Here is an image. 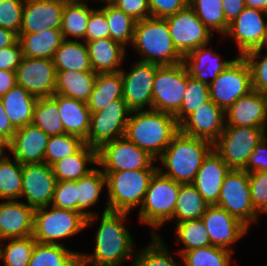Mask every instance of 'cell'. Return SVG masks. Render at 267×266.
Segmentation results:
<instances>
[{
	"label": "cell",
	"instance_id": "39",
	"mask_svg": "<svg viewBox=\"0 0 267 266\" xmlns=\"http://www.w3.org/2000/svg\"><path fill=\"white\" fill-rule=\"evenodd\" d=\"M7 154H0V200H19L23 186L22 164Z\"/></svg>",
	"mask_w": 267,
	"mask_h": 266
},
{
	"label": "cell",
	"instance_id": "17",
	"mask_svg": "<svg viewBox=\"0 0 267 266\" xmlns=\"http://www.w3.org/2000/svg\"><path fill=\"white\" fill-rule=\"evenodd\" d=\"M16 84L22 86L36 98L55 94L56 68L51 59H37L24 56L15 70Z\"/></svg>",
	"mask_w": 267,
	"mask_h": 266
},
{
	"label": "cell",
	"instance_id": "59",
	"mask_svg": "<svg viewBox=\"0 0 267 266\" xmlns=\"http://www.w3.org/2000/svg\"><path fill=\"white\" fill-rule=\"evenodd\" d=\"M226 21L230 24L246 8L244 0H222Z\"/></svg>",
	"mask_w": 267,
	"mask_h": 266
},
{
	"label": "cell",
	"instance_id": "38",
	"mask_svg": "<svg viewBox=\"0 0 267 266\" xmlns=\"http://www.w3.org/2000/svg\"><path fill=\"white\" fill-rule=\"evenodd\" d=\"M103 3L99 7L104 13L109 24L110 38L121 43L124 47L131 46L136 20L121 9L114 6L109 0L98 1Z\"/></svg>",
	"mask_w": 267,
	"mask_h": 266
},
{
	"label": "cell",
	"instance_id": "66",
	"mask_svg": "<svg viewBox=\"0 0 267 266\" xmlns=\"http://www.w3.org/2000/svg\"><path fill=\"white\" fill-rule=\"evenodd\" d=\"M63 3H74V2H79V1H83V0H57Z\"/></svg>",
	"mask_w": 267,
	"mask_h": 266
},
{
	"label": "cell",
	"instance_id": "7",
	"mask_svg": "<svg viewBox=\"0 0 267 266\" xmlns=\"http://www.w3.org/2000/svg\"><path fill=\"white\" fill-rule=\"evenodd\" d=\"M86 217L81 212L52 205L34 211L33 238L38 243L64 245V239L86 229Z\"/></svg>",
	"mask_w": 267,
	"mask_h": 266
},
{
	"label": "cell",
	"instance_id": "24",
	"mask_svg": "<svg viewBox=\"0 0 267 266\" xmlns=\"http://www.w3.org/2000/svg\"><path fill=\"white\" fill-rule=\"evenodd\" d=\"M225 126H255L267 130L265 94L252 90L225 111Z\"/></svg>",
	"mask_w": 267,
	"mask_h": 266
},
{
	"label": "cell",
	"instance_id": "14",
	"mask_svg": "<svg viewBox=\"0 0 267 266\" xmlns=\"http://www.w3.org/2000/svg\"><path fill=\"white\" fill-rule=\"evenodd\" d=\"M176 49L183 55L200 46L212 43L213 34L188 5L174 15L165 18Z\"/></svg>",
	"mask_w": 267,
	"mask_h": 266
},
{
	"label": "cell",
	"instance_id": "61",
	"mask_svg": "<svg viewBox=\"0 0 267 266\" xmlns=\"http://www.w3.org/2000/svg\"><path fill=\"white\" fill-rule=\"evenodd\" d=\"M18 40V35L6 28L0 27V49L13 45Z\"/></svg>",
	"mask_w": 267,
	"mask_h": 266
},
{
	"label": "cell",
	"instance_id": "1",
	"mask_svg": "<svg viewBox=\"0 0 267 266\" xmlns=\"http://www.w3.org/2000/svg\"><path fill=\"white\" fill-rule=\"evenodd\" d=\"M129 215L130 213L108 211L87 217L86 229L98 221L99 225L94 236V252L81 251L80 255L96 265L122 266L129 260L133 261L131 265H134L136 244L129 228L125 225Z\"/></svg>",
	"mask_w": 267,
	"mask_h": 266
},
{
	"label": "cell",
	"instance_id": "57",
	"mask_svg": "<svg viewBox=\"0 0 267 266\" xmlns=\"http://www.w3.org/2000/svg\"><path fill=\"white\" fill-rule=\"evenodd\" d=\"M247 173L267 171V135L258 143L249 155L246 166L242 169Z\"/></svg>",
	"mask_w": 267,
	"mask_h": 266
},
{
	"label": "cell",
	"instance_id": "42",
	"mask_svg": "<svg viewBox=\"0 0 267 266\" xmlns=\"http://www.w3.org/2000/svg\"><path fill=\"white\" fill-rule=\"evenodd\" d=\"M175 236L177 242L182 243V248L175 251L176 255H180L186 251L201 248L205 246H211V241L208 235V231L204 225V222L199 220H186L179 223H175Z\"/></svg>",
	"mask_w": 267,
	"mask_h": 266
},
{
	"label": "cell",
	"instance_id": "31",
	"mask_svg": "<svg viewBox=\"0 0 267 266\" xmlns=\"http://www.w3.org/2000/svg\"><path fill=\"white\" fill-rule=\"evenodd\" d=\"M105 187L106 176L97 167L88 175L76 180V212H81L86 218L99 214L91 208L99 203L102 190H107Z\"/></svg>",
	"mask_w": 267,
	"mask_h": 266
},
{
	"label": "cell",
	"instance_id": "64",
	"mask_svg": "<svg viewBox=\"0 0 267 266\" xmlns=\"http://www.w3.org/2000/svg\"><path fill=\"white\" fill-rule=\"evenodd\" d=\"M264 48L266 49V53H267V23H266V27H265V31H264V36H263V39H262V43L258 47V50L260 52H265V49Z\"/></svg>",
	"mask_w": 267,
	"mask_h": 266
},
{
	"label": "cell",
	"instance_id": "62",
	"mask_svg": "<svg viewBox=\"0 0 267 266\" xmlns=\"http://www.w3.org/2000/svg\"><path fill=\"white\" fill-rule=\"evenodd\" d=\"M245 6L267 12V0H244Z\"/></svg>",
	"mask_w": 267,
	"mask_h": 266
},
{
	"label": "cell",
	"instance_id": "41",
	"mask_svg": "<svg viewBox=\"0 0 267 266\" xmlns=\"http://www.w3.org/2000/svg\"><path fill=\"white\" fill-rule=\"evenodd\" d=\"M141 250V251H140ZM133 266H183L171 253L161 235H151L146 246L136 250Z\"/></svg>",
	"mask_w": 267,
	"mask_h": 266
},
{
	"label": "cell",
	"instance_id": "30",
	"mask_svg": "<svg viewBox=\"0 0 267 266\" xmlns=\"http://www.w3.org/2000/svg\"><path fill=\"white\" fill-rule=\"evenodd\" d=\"M18 40L23 56L53 60L64 37L60 28H53L36 33H19Z\"/></svg>",
	"mask_w": 267,
	"mask_h": 266
},
{
	"label": "cell",
	"instance_id": "55",
	"mask_svg": "<svg viewBox=\"0 0 267 266\" xmlns=\"http://www.w3.org/2000/svg\"><path fill=\"white\" fill-rule=\"evenodd\" d=\"M136 21L151 17L148 0H109Z\"/></svg>",
	"mask_w": 267,
	"mask_h": 266
},
{
	"label": "cell",
	"instance_id": "20",
	"mask_svg": "<svg viewBox=\"0 0 267 266\" xmlns=\"http://www.w3.org/2000/svg\"><path fill=\"white\" fill-rule=\"evenodd\" d=\"M225 127V111L211 99L191 113L180 125L186 135L214 143Z\"/></svg>",
	"mask_w": 267,
	"mask_h": 266
},
{
	"label": "cell",
	"instance_id": "51",
	"mask_svg": "<svg viewBox=\"0 0 267 266\" xmlns=\"http://www.w3.org/2000/svg\"><path fill=\"white\" fill-rule=\"evenodd\" d=\"M253 207L261 215H267V171L248 173Z\"/></svg>",
	"mask_w": 267,
	"mask_h": 266
},
{
	"label": "cell",
	"instance_id": "48",
	"mask_svg": "<svg viewBox=\"0 0 267 266\" xmlns=\"http://www.w3.org/2000/svg\"><path fill=\"white\" fill-rule=\"evenodd\" d=\"M85 141L67 133L50 136L44 153V162L52 166L57 161L75 154Z\"/></svg>",
	"mask_w": 267,
	"mask_h": 266
},
{
	"label": "cell",
	"instance_id": "50",
	"mask_svg": "<svg viewBox=\"0 0 267 266\" xmlns=\"http://www.w3.org/2000/svg\"><path fill=\"white\" fill-rule=\"evenodd\" d=\"M25 0H0V27L9 29L17 35L23 19Z\"/></svg>",
	"mask_w": 267,
	"mask_h": 266
},
{
	"label": "cell",
	"instance_id": "18",
	"mask_svg": "<svg viewBox=\"0 0 267 266\" xmlns=\"http://www.w3.org/2000/svg\"><path fill=\"white\" fill-rule=\"evenodd\" d=\"M201 220L208 231L211 245L232 252V246L250 232L245 224L217 205H209Z\"/></svg>",
	"mask_w": 267,
	"mask_h": 266
},
{
	"label": "cell",
	"instance_id": "4",
	"mask_svg": "<svg viewBox=\"0 0 267 266\" xmlns=\"http://www.w3.org/2000/svg\"><path fill=\"white\" fill-rule=\"evenodd\" d=\"M141 62L160 66L183 62L184 56L176 49L165 18L149 17L138 20L131 44Z\"/></svg>",
	"mask_w": 267,
	"mask_h": 266
},
{
	"label": "cell",
	"instance_id": "46",
	"mask_svg": "<svg viewBox=\"0 0 267 266\" xmlns=\"http://www.w3.org/2000/svg\"><path fill=\"white\" fill-rule=\"evenodd\" d=\"M36 242L32 235L1 241L0 261L4 266H28Z\"/></svg>",
	"mask_w": 267,
	"mask_h": 266
},
{
	"label": "cell",
	"instance_id": "43",
	"mask_svg": "<svg viewBox=\"0 0 267 266\" xmlns=\"http://www.w3.org/2000/svg\"><path fill=\"white\" fill-rule=\"evenodd\" d=\"M189 6L213 34L216 32L223 37L227 33L229 23L225 19L222 0H189Z\"/></svg>",
	"mask_w": 267,
	"mask_h": 266
},
{
	"label": "cell",
	"instance_id": "37",
	"mask_svg": "<svg viewBox=\"0 0 267 266\" xmlns=\"http://www.w3.org/2000/svg\"><path fill=\"white\" fill-rule=\"evenodd\" d=\"M208 203L192 184L180 186L176 207L171 221L199 220L205 214Z\"/></svg>",
	"mask_w": 267,
	"mask_h": 266
},
{
	"label": "cell",
	"instance_id": "11",
	"mask_svg": "<svg viewBox=\"0 0 267 266\" xmlns=\"http://www.w3.org/2000/svg\"><path fill=\"white\" fill-rule=\"evenodd\" d=\"M186 85L184 62L159 66L152 87V109L174 115L181 107Z\"/></svg>",
	"mask_w": 267,
	"mask_h": 266
},
{
	"label": "cell",
	"instance_id": "16",
	"mask_svg": "<svg viewBox=\"0 0 267 266\" xmlns=\"http://www.w3.org/2000/svg\"><path fill=\"white\" fill-rule=\"evenodd\" d=\"M22 179L20 199L26 205L34 209L51 205L57 183L52 166L45 162L24 164Z\"/></svg>",
	"mask_w": 267,
	"mask_h": 266
},
{
	"label": "cell",
	"instance_id": "67",
	"mask_svg": "<svg viewBox=\"0 0 267 266\" xmlns=\"http://www.w3.org/2000/svg\"><path fill=\"white\" fill-rule=\"evenodd\" d=\"M265 97H266V106H267V92L265 93Z\"/></svg>",
	"mask_w": 267,
	"mask_h": 266
},
{
	"label": "cell",
	"instance_id": "19",
	"mask_svg": "<svg viewBox=\"0 0 267 266\" xmlns=\"http://www.w3.org/2000/svg\"><path fill=\"white\" fill-rule=\"evenodd\" d=\"M267 12L245 8L230 24L224 37L234 40L237 46V55L258 49L262 43L267 23Z\"/></svg>",
	"mask_w": 267,
	"mask_h": 266
},
{
	"label": "cell",
	"instance_id": "65",
	"mask_svg": "<svg viewBox=\"0 0 267 266\" xmlns=\"http://www.w3.org/2000/svg\"><path fill=\"white\" fill-rule=\"evenodd\" d=\"M7 152V144L0 138V154Z\"/></svg>",
	"mask_w": 267,
	"mask_h": 266
},
{
	"label": "cell",
	"instance_id": "56",
	"mask_svg": "<svg viewBox=\"0 0 267 266\" xmlns=\"http://www.w3.org/2000/svg\"><path fill=\"white\" fill-rule=\"evenodd\" d=\"M19 40L13 45L0 49V71H15L23 59Z\"/></svg>",
	"mask_w": 267,
	"mask_h": 266
},
{
	"label": "cell",
	"instance_id": "8",
	"mask_svg": "<svg viewBox=\"0 0 267 266\" xmlns=\"http://www.w3.org/2000/svg\"><path fill=\"white\" fill-rule=\"evenodd\" d=\"M266 135L264 127L225 126L213 143V149L231 169L242 170L249 155Z\"/></svg>",
	"mask_w": 267,
	"mask_h": 266
},
{
	"label": "cell",
	"instance_id": "13",
	"mask_svg": "<svg viewBox=\"0 0 267 266\" xmlns=\"http://www.w3.org/2000/svg\"><path fill=\"white\" fill-rule=\"evenodd\" d=\"M130 113L124 99H115L103 110L91 113L86 144L98 149L105 142L124 137Z\"/></svg>",
	"mask_w": 267,
	"mask_h": 266
},
{
	"label": "cell",
	"instance_id": "21",
	"mask_svg": "<svg viewBox=\"0 0 267 266\" xmlns=\"http://www.w3.org/2000/svg\"><path fill=\"white\" fill-rule=\"evenodd\" d=\"M49 136L39 127L31 124L16 129L12 140L7 144V152L20 164L44 162V153Z\"/></svg>",
	"mask_w": 267,
	"mask_h": 266
},
{
	"label": "cell",
	"instance_id": "12",
	"mask_svg": "<svg viewBox=\"0 0 267 266\" xmlns=\"http://www.w3.org/2000/svg\"><path fill=\"white\" fill-rule=\"evenodd\" d=\"M251 91V71L243 56H237L209 84L210 99L224 111Z\"/></svg>",
	"mask_w": 267,
	"mask_h": 266
},
{
	"label": "cell",
	"instance_id": "40",
	"mask_svg": "<svg viewBox=\"0 0 267 266\" xmlns=\"http://www.w3.org/2000/svg\"><path fill=\"white\" fill-rule=\"evenodd\" d=\"M79 254L63 245L36 242L28 266H72Z\"/></svg>",
	"mask_w": 267,
	"mask_h": 266
},
{
	"label": "cell",
	"instance_id": "54",
	"mask_svg": "<svg viewBox=\"0 0 267 266\" xmlns=\"http://www.w3.org/2000/svg\"><path fill=\"white\" fill-rule=\"evenodd\" d=\"M151 17L166 18L189 5V0H148Z\"/></svg>",
	"mask_w": 267,
	"mask_h": 266
},
{
	"label": "cell",
	"instance_id": "52",
	"mask_svg": "<svg viewBox=\"0 0 267 266\" xmlns=\"http://www.w3.org/2000/svg\"><path fill=\"white\" fill-rule=\"evenodd\" d=\"M76 181H57L51 205L76 211Z\"/></svg>",
	"mask_w": 267,
	"mask_h": 266
},
{
	"label": "cell",
	"instance_id": "47",
	"mask_svg": "<svg viewBox=\"0 0 267 266\" xmlns=\"http://www.w3.org/2000/svg\"><path fill=\"white\" fill-rule=\"evenodd\" d=\"M210 100L209 85L191 77L187 70V85L180 109L174 114L180 125L191 113Z\"/></svg>",
	"mask_w": 267,
	"mask_h": 266
},
{
	"label": "cell",
	"instance_id": "53",
	"mask_svg": "<svg viewBox=\"0 0 267 266\" xmlns=\"http://www.w3.org/2000/svg\"><path fill=\"white\" fill-rule=\"evenodd\" d=\"M110 37V29L105 13L100 9H93L88 18L85 42Z\"/></svg>",
	"mask_w": 267,
	"mask_h": 266
},
{
	"label": "cell",
	"instance_id": "36",
	"mask_svg": "<svg viewBox=\"0 0 267 266\" xmlns=\"http://www.w3.org/2000/svg\"><path fill=\"white\" fill-rule=\"evenodd\" d=\"M87 1L65 3L60 26L64 39L85 40L88 18L94 9L88 6Z\"/></svg>",
	"mask_w": 267,
	"mask_h": 266
},
{
	"label": "cell",
	"instance_id": "26",
	"mask_svg": "<svg viewBox=\"0 0 267 266\" xmlns=\"http://www.w3.org/2000/svg\"><path fill=\"white\" fill-rule=\"evenodd\" d=\"M210 45L206 44L192 50L183 59L189 75L206 85L213 82L218 77V74L236 58L221 59L220 54L214 51Z\"/></svg>",
	"mask_w": 267,
	"mask_h": 266
},
{
	"label": "cell",
	"instance_id": "34",
	"mask_svg": "<svg viewBox=\"0 0 267 266\" xmlns=\"http://www.w3.org/2000/svg\"><path fill=\"white\" fill-rule=\"evenodd\" d=\"M53 63L56 71H93L85 41L64 39L55 52Z\"/></svg>",
	"mask_w": 267,
	"mask_h": 266
},
{
	"label": "cell",
	"instance_id": "63",
	"mask_svg": "<svg viewBox=\"0 0 267 266\" xmlns=\"http://www.w3.org/2000/svg\"><path fill=\"white\" fill-rule=\"evenodd\" d=\"M72 266H102V265H96L93 263L88 262L85 260L80 254L79 256L74 260Z\"/></svg>",
	"mask_w": 267,
	"mask_h": 266
},
{
	"label": "cell",
	"instance_id": "27",
	"mask_svg": "<svg viewBox=\"0 0 267 266\" xmlns=\"http://www.w3.org/2000/svg\"><path fill=\"white\" fill-rule=\"evenodd\" d=\"M93 71L97 73H117L127 58V48L110 37L85 42Z\"/></svg>",
	"mask_w": 267,
	"mask_h": 266
},
{
	"label": "cell",
	"instance_id": "25",
	"mask_svg": "<svg viewBox=\"0 0 267 266\" xmlns=\"http://www.w3.org/2000/svg\"><path fill=\"white\" fill-rule=\"evenodd\" d=\"M231 168L212 149L204 158L192 185L202 195L208 205H216L221 186Z\"/></svg>",
	"mask_w": 267,
	"mask_h": 266
},
{
	"label": "cell",
	"instance_id": "29",
	"mask_svg": "<svg viewBox=\"0 0 267 266\" xmlns=\"http://www.w3.org/2000/svg\"><path fill=\"white\" fill-rule=\"evenodd\" d=\"M95 165L97 149L85 143L75 154L54 163L52 169L57 181H76L93 171Z\"/></svg>",
	"mask_w": 267,
	"mask_h": 266
},
{
	"label": "cell",
	"instance_id": "23",
	"mask_svg": "<svg viewBox=\"0 0 267 266\" xmlns=\"http://www.w3.org/2000/svg\"><path fill=\"white\" fill-rule=\"evenodd\" d=\"M64 5L57 0H25L19 33L60 28Z\"/></svg>",
	"mask_w": 267,
	"mask_h": 266
},
{
	"label": "cell",
	"instance_id": "22",
	"mask_svg": "<svg viewBox=\"0 0 267 266\" xmlns=\"http://www.w3.org/2000/svg\"><path fill=\"white\" fill-rule=\"evenodd\" d=\"M34 211L33 207L21 200H2L0 202V242L31 236Z\"/></svg>",
	"mask_w": 267,
	"mask_h": 266
},
{
	"label": "cell",
	"instance_id": "2",
	"mask_svg": "<svg viewBox=\"0 0 267 266\" xmlns=\"http://www.w3.org/2000/svg\"><path fill=\"white\" fill-rule=\"evenodd\" d=\"M212 149V142L179 130L156 160L159 162L158 171L178 183L192 184L204 158Z\"/></svg>",
	"mask_w": 267,
	"mask_h": 266
},
{
	"label": "cell",
	"instance_id": "28",
	"mask_svg": "<svg viewBox=\"0 0 267 266\" xmlns=\"http://www.w3.org/2000/svg\"><path fill=\"white\" fill-rule=\"evenodd\" d=\"M51 97L57 102L64 133L79 137L86 143L91 116L87 103L60 94Z\"/></svg>",
	"mask_w": 267,
	"mask_h": 266
},
{
	"label": "cell",
	"instance_id": "5",
	"mask_svg": "<svg viewBox=\"0 0 267 266\" xmlns=\"http://www.w3.org/2000/svg\"><path fill=\"white\" fill-rule=\"evenodd\" d=\"M158 169L136 171L103 172L106 176L107 192L104 212L131 213L141 207L151 178Z\"/></svg>",
	"mask_w": 267,
	"mask_h": 266
},
{
	"label": "cell",
	"instance_id": "35",
	"mask_svg": "<svg viewBox=\"0 0 267 266\" xmlns=\"http://www.w3.org/2000/svg\"><path fill=\"white\" fill-rule=\"evenodd\" d=\"M115 99H123L121 72L97 73L87 106L91 113L98 112Z\"/></svg>",
	"mask_w": 267,
	"mask_h": 266
},
{
	"label": "cell",
	"instance_id": "10",
	"mask_svg": "<svg viewBox=\"0 0 267 266\" xmlns=\"http://www.w3.org/2000/svg\"><path fill=\"white\" fill-rule=\"evenodd\" d=\"M240 220L249 229L260 221V214L253 207L248 173L231 169L223 180L216 204Z\"/></svg>",
	"mask_w": 267,
	"mask_h": 266
},
{
	"label": "cell",
	"instance_id": "33",
	"mask_svg": "<svg viewBox=\"0 0 267 266\" xmlns=\"http://www.w3.org/2000/svg\"><path fill=\"white\" fill-rule=\"evenodd\" d=\"M55 94L87 103L93 91L96 73L94 71H56Z\"/></svg>",
	"mask_w": 267,
	"mask_h": 266
},
{
	"label": "cell",
	"instance_id": "58",
	"mask_svg": "<svg viewBox=\"0 0 267 266\" xmlns=\"http://www.w3.org/2000/svg\"><path fill=\"white\" fill-rule=\"evenodd\" d=\"M15 132L16 128L8 118L3 107L2 99L0 98V138L8 144L12 140Z\"/></svg>",
	"mask_w": 267,
	"mask_h": 266
},
{
	"label": "cell",
	"instance_id": "49",
	"mask_svg": "<svg viewBox=\"0 0 267 266\" xmlns=\"http://www.w3.org/2000/svg\"><path fill=\"white\" fill-rule=\"evenodd\" d=\"M251 71L252 90L265 94L267 92V53L263 55L258 49L243 55Z\"/></svg>",
	"mask_w": 267,
	"mask_h": 266
},
{
	"label": "cell",
	"instance_id": "9",
	"mask_svg": "<svg viewBox=\"0 0 267 266\" xmlns=\"http://www.w3.org/2000/svg\"><path fill=\"white\" fill-rule=\"evenodd\" d=\"M155 161L126 137L105 142L97 149V166L103 172L158 169Z\"/></svg>",
	"mask_w": 267,
	"mask_h": 266
},
{
	"label": "cell",
	"instance_id": "44",
	"mask_svg": "<svg viewBox=\"0 0 267 266\" xmlns=\"http://www.w3.org/2000/svg\"><path fill=\"white\" fill-rule=\"evenodd\" d=\"M32 124L39 127L49 137L64 133L58 105L52 97L37 99Z\"/></svg>",
	"mask_w": 267,
	"mask_h": 266
},
{
	"label": "cell",
	"instance_id": "32",
	"mask_svg": "<svg viewBox=\"0 0 267 266\" xmlns=\"http://www.w3.org/2000/svg\"><path fill=\"white\" fill-rule=\"evenodd\" d=\"M1 99L5 112L16 129L32 123L38 98L16 84Z\"/></svg>",
	"mask_w": 267,
	"mask_h": 266
},
{
	"label": "cell",
	"instance_id": "45",
	"mask_svg": "<svg viewBox=\"0 0 267 266\" xmlns=\"http://www.w3.org/2000/svg\"><path fill=\"white\" fill-rule=\"evenodd\" d=\"M233 252L214 245L195 248L180 255L183 266H231Z\"/></svg>",
	"mask_w": 267,
	"mask_h": 266
},
{
	"label": "cell",
	"instance_id": "60",
	"mask_svg": "<svg viewBox=\"0 0 267 266\" xmlns=\"http://www.w3.org/2000/svg\"><path fill=\"white\" fill-rule=\"evenodd\" d=\"M16 85L15 71H0V98Z\"/></svg>",
	"mask_w": 267,
	"mask_h": 266
},
{
	"label": "cell",
	"instance_id": "6",
	"mask_svg": "<svg viewBox=\"0 0 267 266\" xmlns=\"http://www.w3.org/2000/svg\"><path fill=\"white\" fill-rule=\"evenodd\" d=\"M181 185L159 171L151 178L137 214L139 222L147 225L151 235L159 236L157 230L171 222Z\"/></svg>",
	"mask_w": 267,
	"mask_h": 266
},
{
	"label": "cell",
	"instance_id": "3",
	"mask_svg": "<svg viewBox=\"0 0 267 266\" xmlns=\"http://www.w3.org/2000/svg\"><path fill=\"white\" fill-rule=\"evenodd\" d=\"M179 131L174 115L157 110L131 111L125 136L157 160Z\"/></svg>",
	"mask_w": 267,
	"mask_h": 266
},
{
	"label": "cell",
	"instance_id": "15",
	"mask_svg": "<svg viewBox=\"0 0 267 266\" xmlns=\"http://www.w3.org/2000/svg\"><path fill=\"white\" fill-rule=\"evenodd\" d=\"M129 70L121 69L123 99L131 111L152 109V87L160 65L136 61Z\"/></svg>",
	"mask_w": 267,
	"mask_h": 266
}]
</instances>
